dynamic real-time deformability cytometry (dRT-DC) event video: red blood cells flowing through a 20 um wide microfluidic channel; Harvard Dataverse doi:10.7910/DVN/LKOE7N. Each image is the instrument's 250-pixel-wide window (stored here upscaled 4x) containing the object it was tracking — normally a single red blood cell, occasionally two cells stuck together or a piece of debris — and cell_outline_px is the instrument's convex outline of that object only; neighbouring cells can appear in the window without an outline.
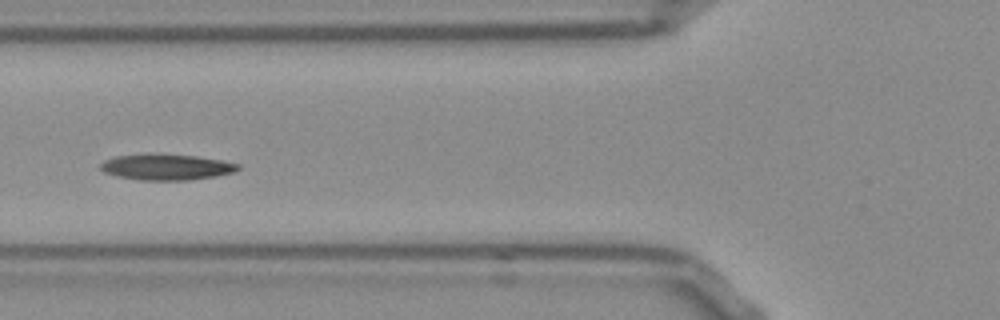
{"species": "Egyptian fruit bat (a non-hibernating species)", "species_latin": "Rousettus aegyptiacus", "temperature_condition": "room temperature", "stored_images_in_passage": 39, "camera_frame_rate_fps": 3000, "um_per_image_px": 0.085, "frame": {"image": 1, "passage_image": 6, "time_ms": 1.667, "image_size_px": [1000, 320], "cell_outline_px": [[240, 168], [236, 172], [188, 180], [140, 180], [120, 176], [104, 172], [100, 168], [100, 164], [104, 160], [116, 156], [144, 152], [156, 152], [196, 156], [224, 160], [240, 164]], "centroid_in_image_um": [14.14, 14.16], "position_along_channel_um": 111.7, "area_um2": 21.21}}
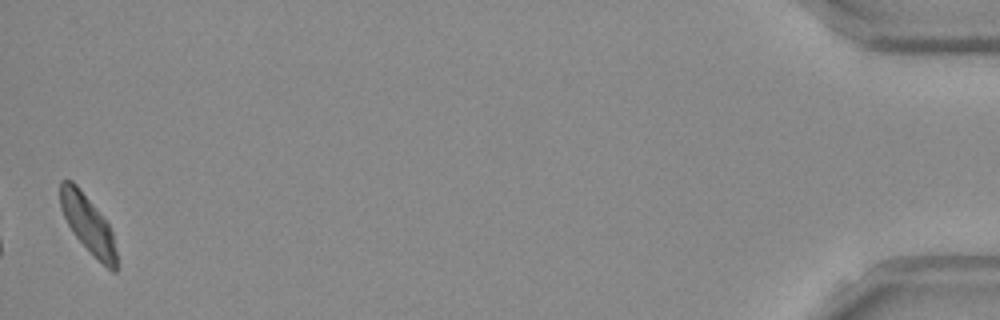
{"frame": {"image": 2, "passage_image": 39, "time_ms": 12.667, "image_size_px": [1000, 320], "cell_outline_px": [[120, 268], [116, 272], [112, 272], [72, 232], [60, 208], [60, 180], [72, 180], [76, 184], [108, 224], [112, 232]], "centroid_in_image_um": [7.5, 19.06], "position_along_channel_um": 427.7, "area_um2": 18.5}, "authors_computed_cell_mechanics": {"area_um2": 20.1144, "velocity_mm_per_s": 3.7586, "shape_relaxation_time_tau1_ms": 8.0315, "shape_relaxation_time_tau2_ms": 4.3379, "deformation_change_tau1": 0.1691, "deformation_change_tau2": 0.1024}}